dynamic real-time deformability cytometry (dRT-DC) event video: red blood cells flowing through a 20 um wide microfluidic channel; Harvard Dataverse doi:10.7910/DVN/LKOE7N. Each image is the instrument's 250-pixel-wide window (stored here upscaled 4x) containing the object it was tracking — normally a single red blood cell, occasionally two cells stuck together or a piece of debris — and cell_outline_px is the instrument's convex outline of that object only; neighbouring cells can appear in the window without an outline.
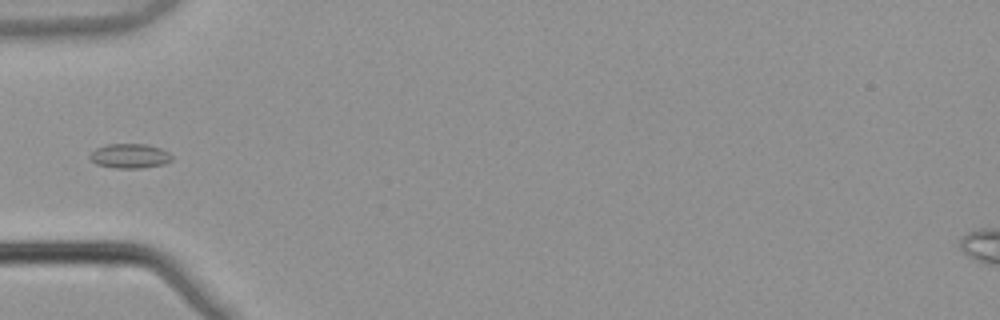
{"species": "common noctule bat (a hibernating species)", "species_latin": "Nyctalus noctula", "temperature_condition": "warm", "stored_images_in_passage": 6, "camera_frame_rate_fps": 3000, "um_per_image_px": 0.085, "animal": {"sex": "male", "body_mass_g": 21.5, "forearm_length_mm": 52.0}, "frame": {"image": 1, "passage_image": 5, "time_ms": 1.333, "image_size_px": [1000, 320], "cell_outline_px": [[172, 160], [164, 164], [144, 168], [116, 168], [96, 164], [88, 156], [96, 148], [108, 144], [144, 144], [160, 148], [168, 152], [172, 156]], "centroid_in_image_um": [11.04, 13.26], "position_along_channel_um": 74.0, "area_um2": 11.68}}
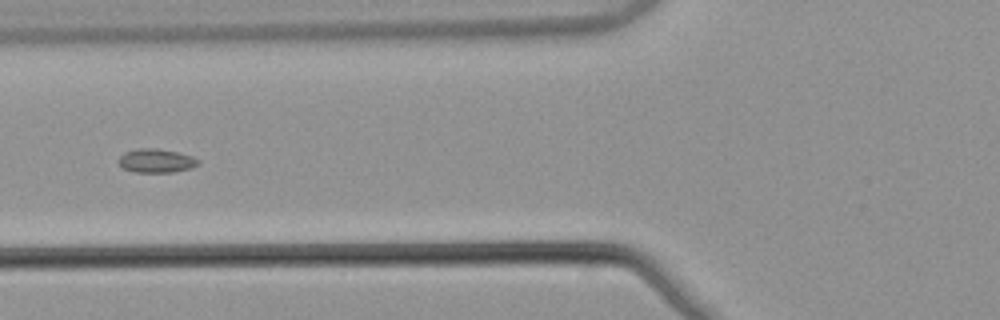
{"frame": {"image": 2, "passage_image": 6, "time_ms": 1.667, "image_size_px": [1000, 320], "cell_outline_px": [[200, 164], [192, 168], [172, 172], [136, 172], [124, 168], [116, 160], [124, 152], [140, 148], [156, 148], [176, 152], [192, 156], [200, 160]], "centroid_in_image_um": [13.29, 13.66], "position_along_channel_um": 112.5, "area_um2": 11.04}}